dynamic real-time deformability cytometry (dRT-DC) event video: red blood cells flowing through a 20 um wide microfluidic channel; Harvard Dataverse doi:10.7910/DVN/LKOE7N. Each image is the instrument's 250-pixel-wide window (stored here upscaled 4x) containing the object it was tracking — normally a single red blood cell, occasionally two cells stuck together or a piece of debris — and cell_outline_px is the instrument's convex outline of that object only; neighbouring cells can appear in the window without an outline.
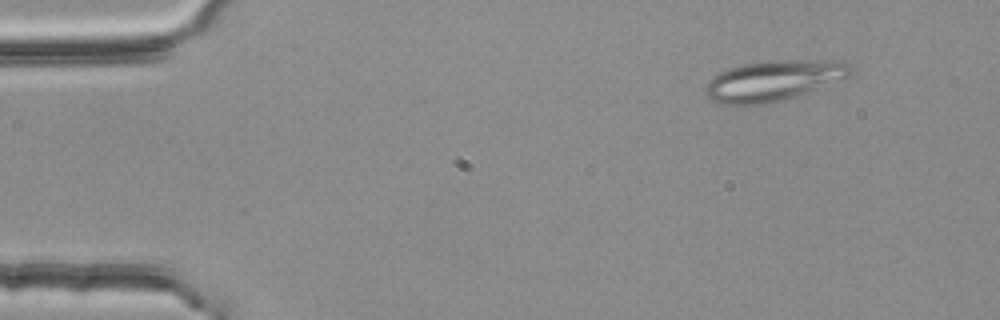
{"species": "common noctule bat (a hibernating species)", "species_latin": "Nyctalus noctula", "temperature_condition": "room temperature", "stored_images_in_passage": 4, "camera_frame_rate_fps": 3000, "um_per_image_px": 0.085, "animal": {"sex": "female", "body_mass_g": 25.1}, "frame": {"image": 1, "passage_image": 2, "time_ms": 0.333, "image_size_px": [1000, 320], "cell_outline_px": [[852, 68], [848, 76], [796, 96], [784, 100], [764, 104], [720, 104], [704, 96], [704, 88], [708, 80], [712, 76], [728, 68], [744, 64], [772, 60], [844, 60], [852, 64]], "centroid_in_image_um": [65.7, 6.84], "position_along_channel_um": 19.3, "area_um2": 34.28}}